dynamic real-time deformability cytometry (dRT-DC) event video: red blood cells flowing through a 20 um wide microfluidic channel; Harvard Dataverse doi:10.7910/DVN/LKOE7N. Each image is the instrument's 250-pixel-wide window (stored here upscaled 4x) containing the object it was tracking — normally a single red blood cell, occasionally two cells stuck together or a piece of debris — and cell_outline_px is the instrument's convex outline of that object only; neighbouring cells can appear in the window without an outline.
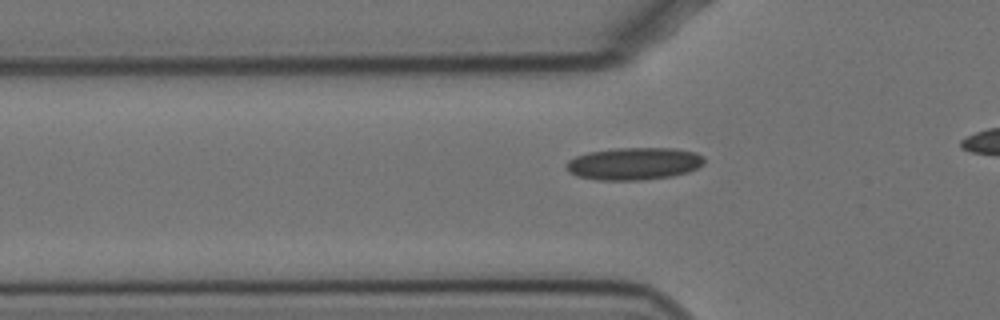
{"species": "Egyptian fruit bat (a non-hibernating species)", "species_latin": "Rousettus aegyptiacus", "temperature_condition": "cold", "stored_images_in_passage": 41, "camera_frame_rate_fps": 3000, "um_per_image_px": 0.085, "animal": {"sex": "female"}, "frame": {"image": 1, "passage_image": 13, "time_ms": 4.0, "image_size_px": [1000, 320], "cell_outline_px": [[704, 164], [688, 172], [672, 176], [640, 180], [596, 180], [576, 176], [568, 172], [564, 168], [564, 164], [568, 160], [576, 156], [588, 152], [616, 148], [676, 148], [696, 152], [704, 156]], "centroid_in_image_um": [53.86, 13.91], "position_along_channel_um": 71.9, "area_um2": 26.36}}
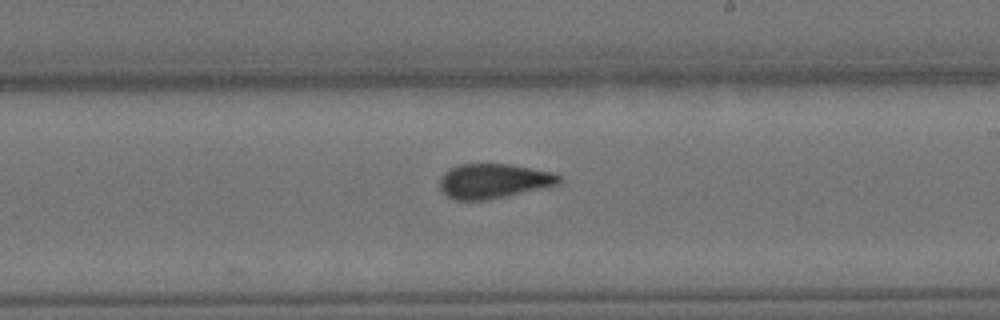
{"frame": {"image": 2, "passage_image": 28, "time_ms": 9.0, "image_size_px": [1000, 320], "cell_outline_px": [[560, 184], [548, 188], [488, 200], [456, 200], [448, 196], [440, 188], [440, 176], [448, 168], [460, 164], [508, 164], [556, 172], [560, 176]], "centroid_in_image_um": [42.0, 15.39], "position_along_channel_um": 247.0, "area_um2": 24.51}}
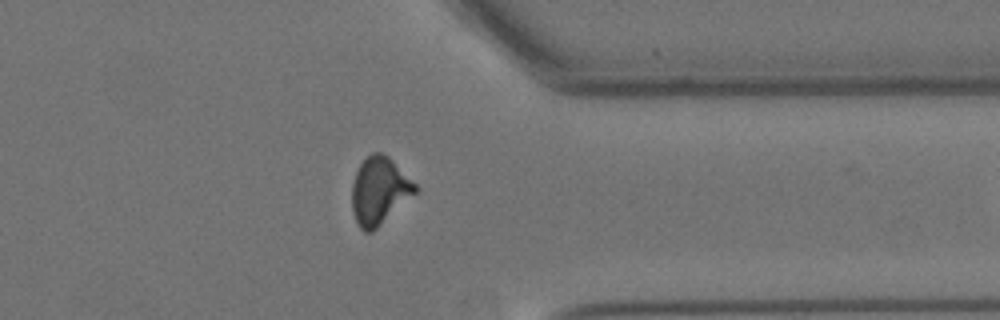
{"frame": {"image": 3, "passage_image": 40, "time_ms": 13.0, "image_size_px": [1000, 320], "cell_outline_px": [[420, 188], [416, 192], [372, 232], [364, 232], [356, 224], [352, 212], [352, 184], [356, 172], [360, 164], [372, 152], [380, 152], [388, 156]], "centroid_in_image_um": [32.22, 16.23], "position_along_channel_um": 379.2, "area_um2": 24.62}}